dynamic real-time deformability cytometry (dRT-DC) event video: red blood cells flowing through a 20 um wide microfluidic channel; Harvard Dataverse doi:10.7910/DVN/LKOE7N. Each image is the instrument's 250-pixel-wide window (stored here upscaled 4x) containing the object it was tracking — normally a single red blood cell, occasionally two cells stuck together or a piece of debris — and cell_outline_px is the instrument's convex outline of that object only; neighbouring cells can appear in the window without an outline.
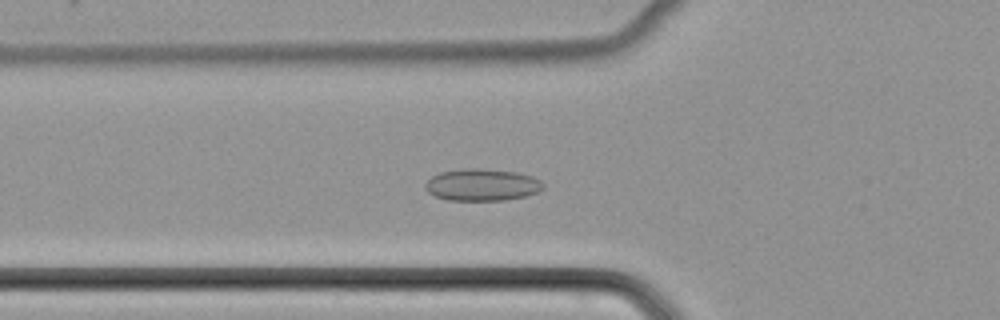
{"species": "common noctule bat (a hibernating species)", "species_latin": "Nyctalus noctula", "temperature_condition": "cold", "stored_images_in_passage": 51, "camera_frame_rate_fps": 3000, "um_per_image_px": 0.085, "animal": {"sex": "female", "body_mass_g": 22.7, "forearm_length_mm": 54.2}, "frame": {"image": 1, "passage_image": 18, "time_ms": 5.667, "image_size_px": [1000, 320], "cell_outline_px": [[544, 188], [540, 192], [524, 196], [504, 200], [448, 200], [436, 196], [428, 192], [424, 188], [424, 184], [432, 176], [440, 172], [468, 168], [480, 168], [516, 172], [532, 176], [540, 180], [544, 184]], "centroid_in_image_um": [40.98, 15.71], "position_along_channel_um": 84.8, "area_um2": 22.02}}
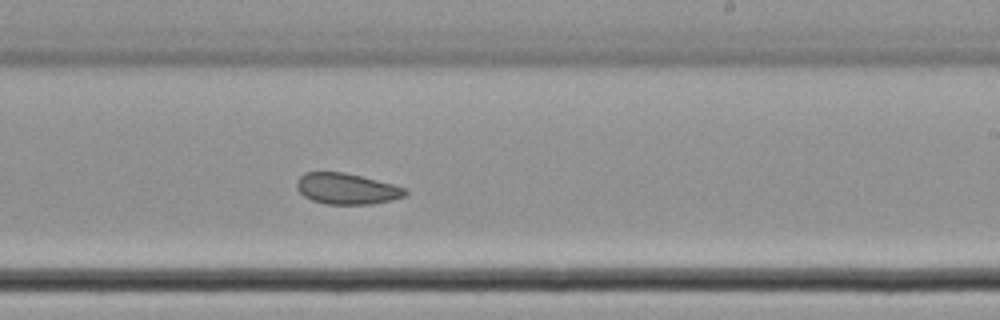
{"frame": {"image": 2, "passage_image": 31, "time_ms": 10.0, "image_size_px": [1000, 320], "cell_outline_px": [[408, 192], [404, 196], [392, 200], [372, 204], [324, 204], [312, 200], [304, 196], [296, 188], [296, 180], [304, 172], [344, 172], [408, 188]], "centroid_in_image_um": [29.46, 16.04], "position_along_channel_um": 259.5, "area_um2": 19.65}}
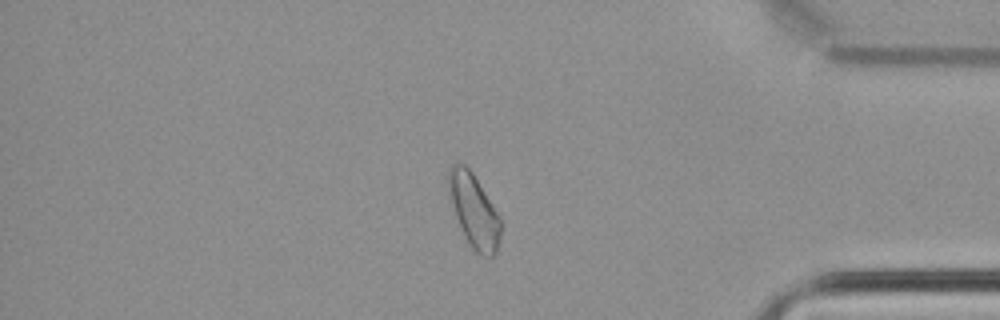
{"frame": {"image": 3, "passage_image": 43, "time_ms": 14.0, "image_size_px": [1000, 320], "cell_outline_px": [[500, 240], [496, 252], [492, 256], [480, 256], [472, 248], [456, 216], [444, 180], [452, 164], [464, 164], [472, 172], [500, 216]], "centroid_in_image_um": [40.27, 17.87], "position_along_channel_um": 394.9, "area_um2": 22.08}}